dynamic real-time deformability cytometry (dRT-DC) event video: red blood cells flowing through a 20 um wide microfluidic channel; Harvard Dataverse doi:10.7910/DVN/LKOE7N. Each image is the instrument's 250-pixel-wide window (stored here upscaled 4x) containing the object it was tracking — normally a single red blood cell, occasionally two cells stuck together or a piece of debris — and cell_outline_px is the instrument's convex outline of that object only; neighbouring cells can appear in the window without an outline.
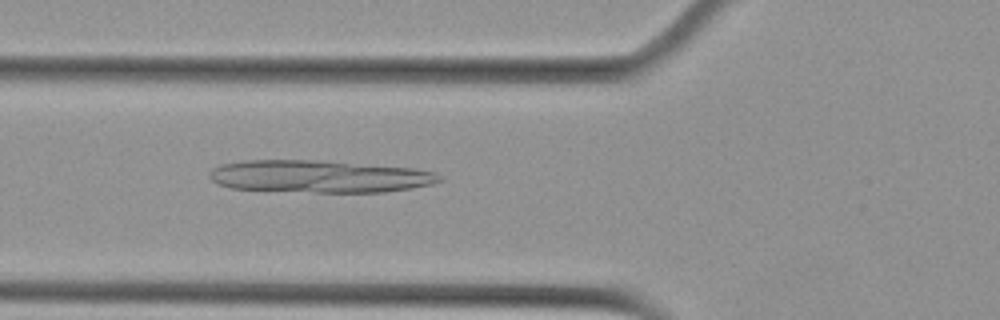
{"species": "Egyptian fruit bat (a non-hibernating species)", "species_latin": "Rousettus aegyptiacus", "temperature_condition": "cold", "stored_images_in_passage": 48, "camera_frame_rate_fps": 3000, "um_per_image_px": 0.085, "animal": {"sex": "female"}, "frame": {"image": 1, "passage_image": 14, "time_ms": 4.333, "image_size_px": [1000, 320], "cell_outline_px": [[444, 180], [432, 184], [412, 188], [384, 192], [316, 192], [232, 188], [220, 184], [212, 180], [208, 176], [208, 172], [212, 168], [220, 164], [244, 160], [316, 160], [416, 168], [436, 172]], "centroid_in_image_um": [27.17, 14.99], "position_along_channel_um": 98.6, "area_um2": 43.47}}
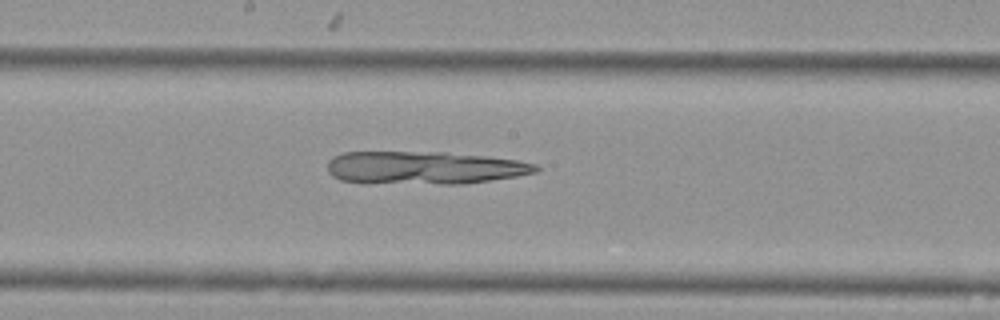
{"frame": {"image": 2, "passage_image": 23, "time_ms": 7.333, "image_size_px": [1000, 320], "cell_outline_px": [[540, 168], [536, 172], [516, 176], [460, 184], [364, 184], [340, 180], [332, 176], [328, 172], [328, 160], [332, 156], [344, 152], [444, 152], [488, 156], [516, 160], [536, 164]], "centroid_in_image_um": [35.98, 14.27], "position_along_channel_um": 212.2, "area_um2": 40.52}}
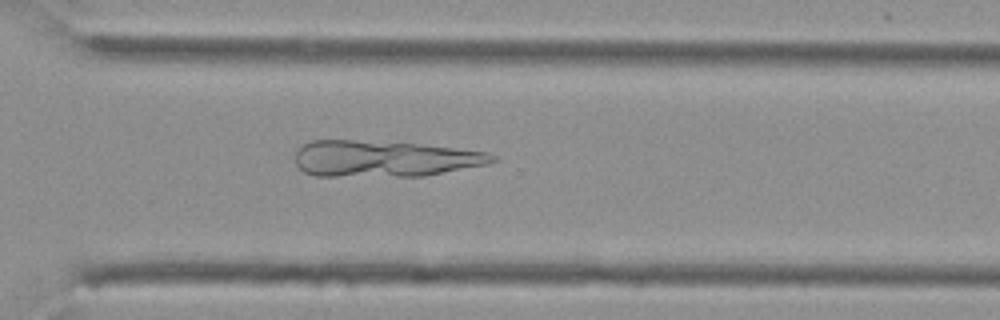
{"frame": {"image": 3, "passage_image": 33, "time_ms": 10.667, "image_size_px": [1000, 320], "cell_outline_px": [[496, 160], [488, 164], [424, 176], [316, 176], [304, 172], [296, 164], [296, 152], [304, 144], [312, 140], [352, 140], [416, 144], [488, 152], [496, 156]], "centroid_in_image_um": [32.64, 13.5], "position_along_channel_um": 338.0, "area_um2": 41.33}}